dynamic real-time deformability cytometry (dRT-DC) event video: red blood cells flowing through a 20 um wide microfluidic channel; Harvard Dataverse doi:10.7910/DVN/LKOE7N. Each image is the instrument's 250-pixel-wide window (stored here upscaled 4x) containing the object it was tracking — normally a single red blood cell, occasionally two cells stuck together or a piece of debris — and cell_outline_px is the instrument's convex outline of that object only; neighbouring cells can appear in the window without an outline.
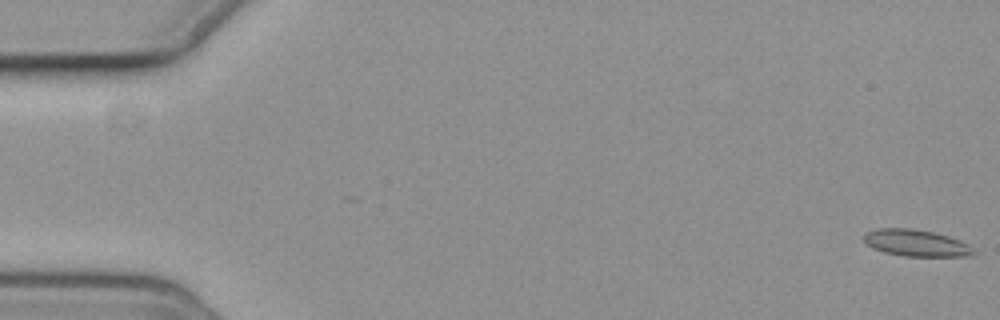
{"species": "common noctule bat (a hibernating species)", "species_latin": "Nyctalus noctula", "temperature_condition": "cold", "stored_images_in_passage": 6, "camera_frame_rate_fps": 3000, "um_per_image_px": 0.085, "animal": {"sex": "female", "body_mass_g": 19.3, "forearm_length_mm": 54.1}, "frame": {"image": 1, "passage_image": 1, "time_ms": 0.0, "image_size_px": [1000, 320], "cell_outline_px": [[976, 252], [972, 256], [904, 256], [884, 252], [872, 248], [864, 240], [864, 236], [868, 232], [880, 228], [908, 228], [932, 232], [948, 236], [960, 240], [968, 244]], "centroid_in_image_um": [77.9, 20.66], "position_along_channel_um": 7.1, "area_um2": 16.88}}
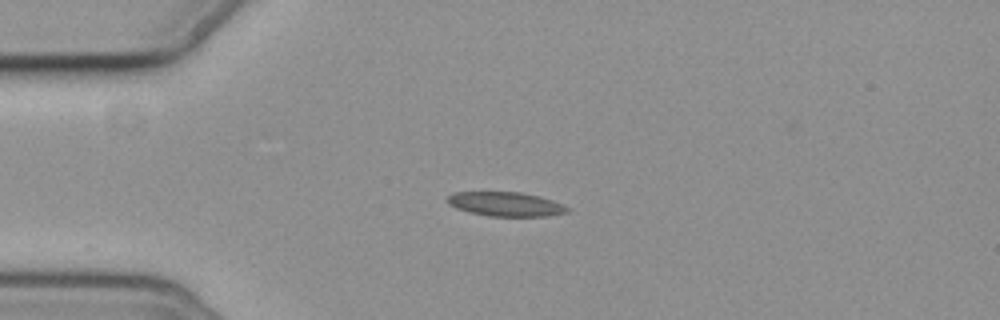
{"frame": {"image": 2, "passage_image": 4, "time_ms": 4.667, "image_size_px": [1000, 320], "cell_outline_px": [[568, 212], [548, 216], [488, 216], [468, 212], [456, 208], [448, 204], [448, 196], [456, 192], [520, 192], [540, 196], [564, 204], [568, 208]], "centroid_in_image_um": [42.99, 17.35], "position_along_channel_um": 42.0, "area_um2": 16.94}}